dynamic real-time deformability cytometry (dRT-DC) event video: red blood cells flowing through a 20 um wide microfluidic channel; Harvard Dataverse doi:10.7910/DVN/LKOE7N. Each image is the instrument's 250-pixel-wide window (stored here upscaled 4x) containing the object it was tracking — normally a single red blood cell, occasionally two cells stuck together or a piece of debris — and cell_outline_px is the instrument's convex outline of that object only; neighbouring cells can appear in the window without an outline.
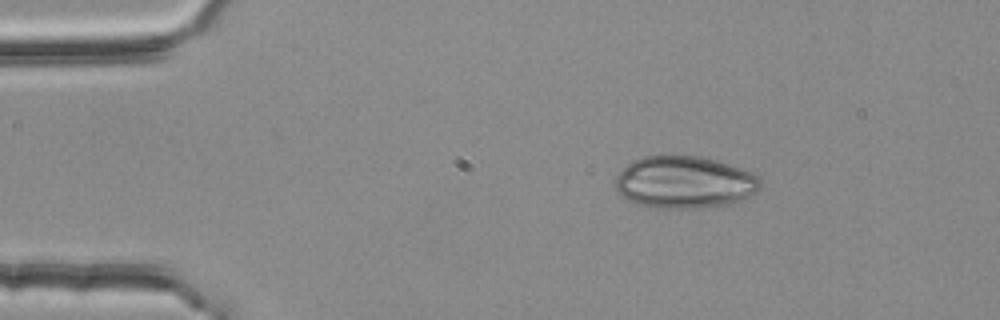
{"species": "common noctule bat (a hibernating species)", "species_latin": "Nyctalus noctula", "temperature_condition": "room temperature", "stored_images_in_passage": 45, "camera_frame_rate_fps": 3000, "um_per_image_px": 0.085, "animal": {"sex": "female", "body_mass_g": 25.1}, "frame": {"image": 1, "passage_image": 1, "time_ms": 0.0, "image_size_px": [1000, 320], "cell_outline_px": [[764, 184], [756, 192], [740, 200], [728, 204], [696, 208], [656, 208], [636, 204], [628, 200], [616, 192], [616, 176], [632, 160], [644, 156], [668, 152], [700, 156], [716, 160], [744, 168], [760, 176]], "centroid_in_image_um": [58.19, 15.45], "position_along_channel_um": 26.8, "area_um2": 45.26}}
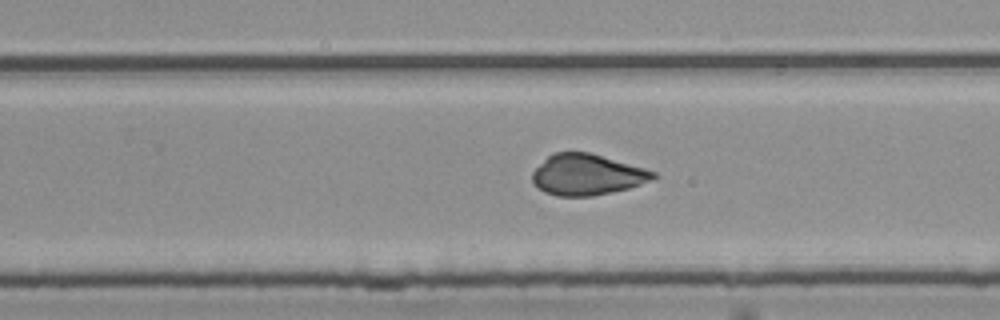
{"frame": {"image": 2, "passage_image": 26, "time_ms": 8.333, "image_size_px": [1000, 320], "cell_outline_px": [[656, 176], [640, 184], [628, 188], [612, 192], [592, 196], [556, 196], [544, 192], [532, 180], [532, 172], [552, 152], [588, 152], [644, 168], [656, 172]], "centroid_in_image_um": [49.86, 14.85], "position_along_channel_um": 279.9, "area_um2": 28.44}}
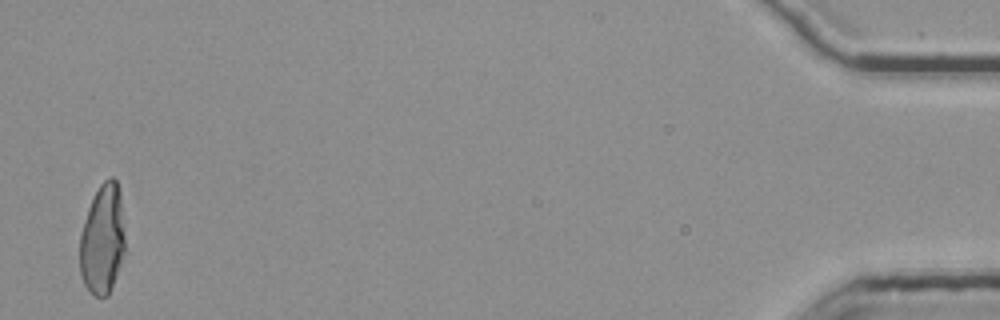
{"frame": {"image": 3, "passage_image": 45, "time_ms": 14.667, "image_size_px": [1000, 320], "cell_outline_px": [[124, 252], [120, 264], [108, 296], [96, 296], [84, 284], [80, 272], [80, 232], [88, 208], [100, 184], [108, 176], [112, 176], [116, 180], [120, 188], [124, 232]], "centroid_in_image_um": [8.71, 20.3], "position_along_channel_um": 426.5, "area_um2": 28.84}, "authors_computed_cell_mechanics": {"area_um2": 29.3624, "velocity_mm_per_s": 3.7983, "shape_relaxation_time_tau1_ms": null, "shape_relaxation_time_tau2_ms": 1.4816, "deformation_change_tau1": null, "deformation_change_tau2": 0.0679}}